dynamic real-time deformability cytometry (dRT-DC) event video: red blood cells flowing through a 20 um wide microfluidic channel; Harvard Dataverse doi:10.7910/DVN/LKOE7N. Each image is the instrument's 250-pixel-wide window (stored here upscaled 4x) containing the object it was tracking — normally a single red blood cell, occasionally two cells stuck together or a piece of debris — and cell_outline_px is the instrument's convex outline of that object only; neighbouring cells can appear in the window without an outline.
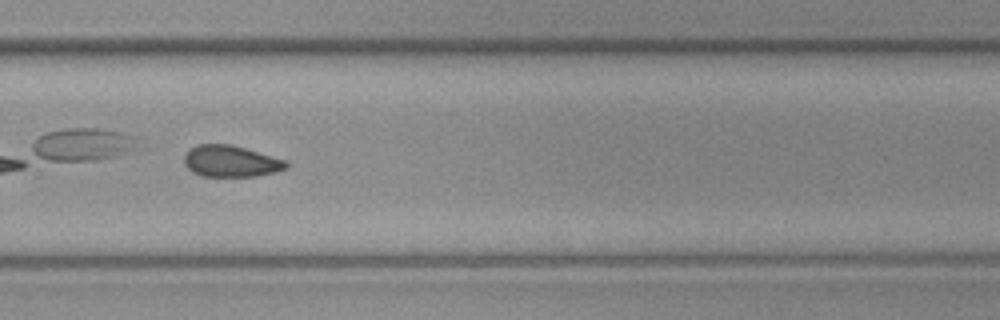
{"species": "common noctule bat (a hibernating species)", "species_latin": "Nyctalus noctula", "temperature_condition": "cold", "stored_images_in_passage": 32, "camera_frame_rate_fps": 3000, "um_per_image_px": 0.085, "animal": {"sex": "female", "body_mass_g": 19.3, "forearm_length_mm": 54.1}, "frame": {"image": 1, "passage_image": 19, "time_ms": 6.0, "image_size_px": [1000, 320], "cell_outline_px": [[288, 168], [276, 172], [256, 176], [200, 176], [192, 172], [184, 164], [184, 156], [196, 144], [232, 144], [288, 160]], "centroid_in_image_um": [19.66, 13.7], "position_along_channel_um": 310.1, "area_um2": 18.9}}